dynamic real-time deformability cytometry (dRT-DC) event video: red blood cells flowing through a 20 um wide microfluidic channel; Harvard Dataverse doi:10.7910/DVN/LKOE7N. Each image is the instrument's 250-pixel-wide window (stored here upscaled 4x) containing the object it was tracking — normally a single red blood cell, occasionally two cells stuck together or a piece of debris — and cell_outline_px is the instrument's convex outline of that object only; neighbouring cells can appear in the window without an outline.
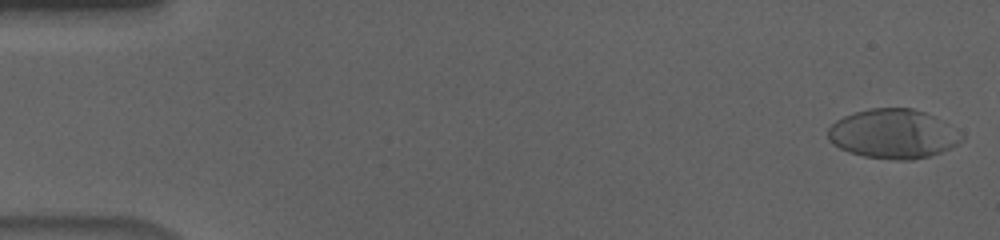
{"species": "human", "species_latin": "Homo sapiens", "temperature_condition": "cold", "stored_images_in_passage": 52, "camera_frame_rate_fps": 3000, "um_per_image_px": 0.085, "donor": {"sex": "male"}, "frame": {"image": 1, "passage_image": 2, "time_ms": 0.333, "image_size_px": [1000, 240], "cell_outline_px": [[964, 140], [952, 148], [928, 156], [912, 160], [896, 160], [864, 156], [848, 152], [832, 144], [828, 140], [828, 128], [836, 120], [844, 116], [856, 112], [872, 108], [912, 108], [924, 112], [932, 116], [964, 136]], "centroid_in_image_um": [75.88, 11.39], "position_along_channel_um": 9.1, "area_um2": 38.09}}
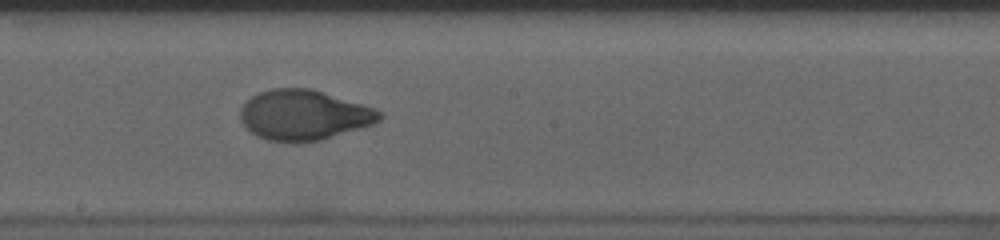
{"frame": {"image": 2, "passage_image": 32, "time_ms": 10.333, "image_size_px": [1000, 240], "cell_outline_px": [[384, 116], [380, 120], [372, 124], [360, 128], [320, 140], [296, 144], [268, 140], [256, 136], [244, 128], [240, 120], [240, 108], [252, 96], [260, 92], [272, 88], [312, 88], [376, 108], [384, 112]], "centroid_in_image_um": [25.82, 9.79], "position_along_channel_um": 222.4, "area_um2": 41.27}}
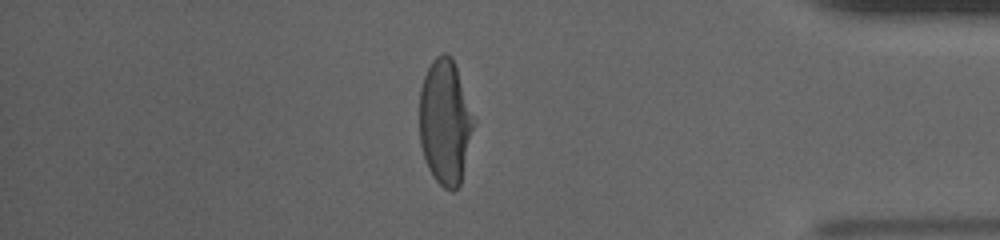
{"frame": {"image": 3, "passage_image": 49, "time_ms": 16.0, "image_size_px": [1000, 240], "cell_outline_px": [[476, 120], [460, 184], [452, 192], [444, 188], [432, 176], [428, 168], [420, 144], [420, 88], [424, 76], [432, 60], [436, 56], [444, 52], [448, 52], [452, 56]], "centroid_in_image_um": [37.84, 10.35], "position_along_channel_um": 397.4, "area_um2": 39.77}, "authors_computed_cell_mechanics": {"area_um2": 39.882, "velocity_mm_per_s": 3.6325, "shape_relaxation_time_tau1_ms": 4.9353, "shape_relaxation_time_tau2_ms": 0.822, "deformation_change_tau1": 0.2186, "deformation_change_tau2": 0.0507}}